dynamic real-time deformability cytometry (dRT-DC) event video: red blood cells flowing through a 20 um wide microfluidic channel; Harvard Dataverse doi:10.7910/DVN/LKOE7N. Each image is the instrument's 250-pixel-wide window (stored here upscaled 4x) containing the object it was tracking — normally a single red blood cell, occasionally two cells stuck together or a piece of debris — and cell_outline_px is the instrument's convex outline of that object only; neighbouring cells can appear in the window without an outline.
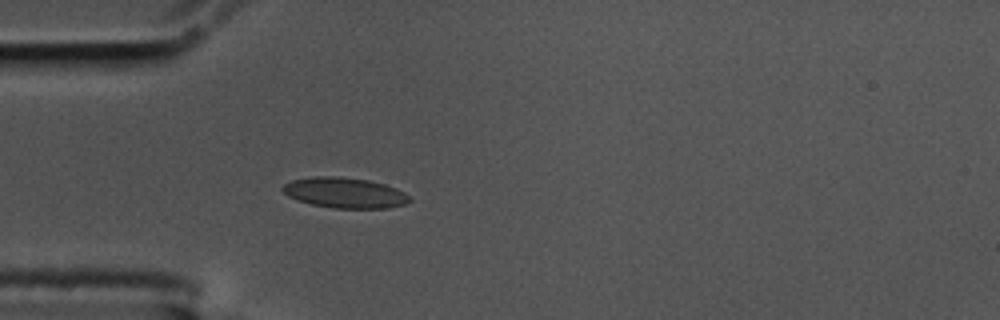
{"species": "common noctule bat (a hibernating species)", "species_latin": "Nyctalus noctula", "temperature_condition": "cold", "stored_images_in_passage": 42, "camera_frame_rate_fps": 3000, "um_per_image_px": 0.085, "animal": {"sex": "male", "body_mass_g": 17.5, "forearm_length_mm": 52.3}, "frame": {"image": 1, "passage_image": 1, "time_ms": 0.0, "image_size_px": [1000, 320], "cell_outline_px": [[412, 200], [404, 204], [384, 208], [332, 208], [312, 204], [296, 200], [288, 196], [280, 188], [284, 184], [292, 180], [312, 176], [336, 176], [368, 180], [384, 184], [396, 188], [404, 192]], "centroid_in_image_um": [29.27, 16.38], "position_along_channel_um": 55.7, "area_um2": 22.48}}
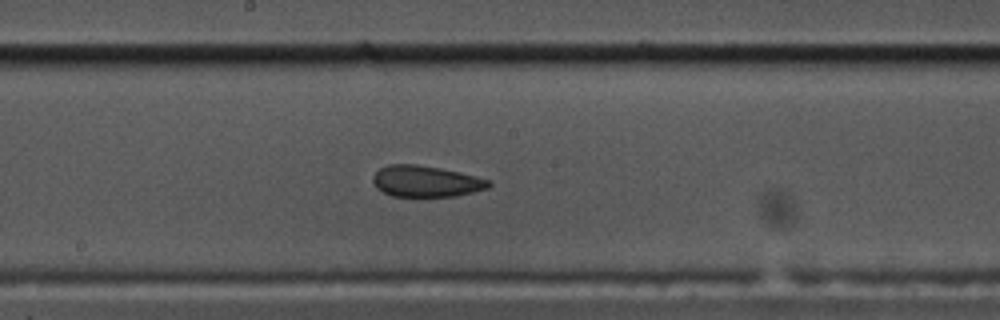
{"frame": {"image": 2, "passage_image": 15, "time_ms": 4.667, "image_size_px": [1000, 320], "cell_outline_px": [[492, 184], [488, 188], [456, 196], [392, 196], [376, 188], [372, 180], [372, 176], [380, 168], [388, 164], [416, 164], [440, 168], [460, 172], [492, 180]], "centroid_in_image_um": [36.21, 15.4], "position_along_channel_um": 212.0, "area_um2": 21.15}}
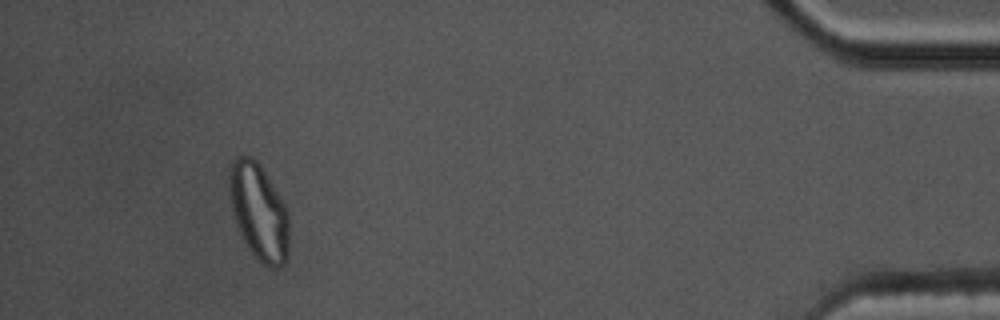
{"frame": {"image": 3, "passage_image": 38, "time_ms": 12.333, "image_size_px": [1000, 320], "cell_outline_px": [[288, 256], [284, 264], [276, 268], [268, 268], [248, 248], [240, 232], [232, 208], [228, 188], [228, 172], [236, 156], [252, 156], [260, 164], [284, 204], [288, 212]], "centroid_in_image_um": [22.0, 17.99], "position_along_channel_um": 413.2, "area_um2": 33.29}, "authors_computed_cell_mechanics": {"area_um2": 21.5883, "velocity_mm_per_s": 3.4583, "shape_relaxation_time_tau1_ms": null, "shape_relaxation_time_tau2_ms": 2.4163, "deformation_change_tau1": null, "deformation_change_tau2": 0.0791}}